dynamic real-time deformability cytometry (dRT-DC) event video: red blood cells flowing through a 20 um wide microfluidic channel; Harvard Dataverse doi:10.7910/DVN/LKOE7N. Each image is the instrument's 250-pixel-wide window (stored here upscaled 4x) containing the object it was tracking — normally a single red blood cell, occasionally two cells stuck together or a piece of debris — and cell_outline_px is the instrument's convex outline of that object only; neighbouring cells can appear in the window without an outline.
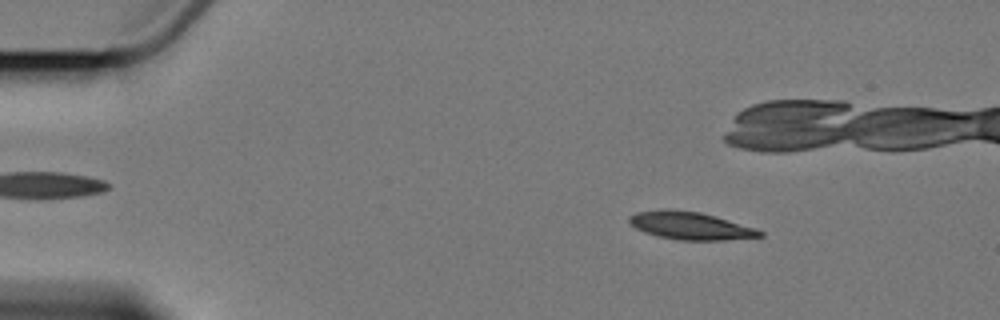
{"species": "Egyptian fruit bat (a non-hibernating species)", "species_latin": "Rousettus aegyptiacus", "temperature_condition": "cold", "stored_images_in_passage": 7, "camera_frame_rate_fps": 3000, "um_per_image_px": 0.085, "animal": {"sex": "female"}, "frame": {"image": 1, "passage_image": 2, "time_ms": 1.0, "image_size_px": [1000, 320], "cell_outline_px": [[764, 236], [724, 240], [676, 240], [644, 232], [636, 228], [628, 220], [628, 216], [636, 212], [668, 208], [700, 212], [756, 228], [764, 232]], "centroid_in_image_um": [58.67, 19.18], "position_along_channel_um": 26.3, "area_um2": 21.04}}